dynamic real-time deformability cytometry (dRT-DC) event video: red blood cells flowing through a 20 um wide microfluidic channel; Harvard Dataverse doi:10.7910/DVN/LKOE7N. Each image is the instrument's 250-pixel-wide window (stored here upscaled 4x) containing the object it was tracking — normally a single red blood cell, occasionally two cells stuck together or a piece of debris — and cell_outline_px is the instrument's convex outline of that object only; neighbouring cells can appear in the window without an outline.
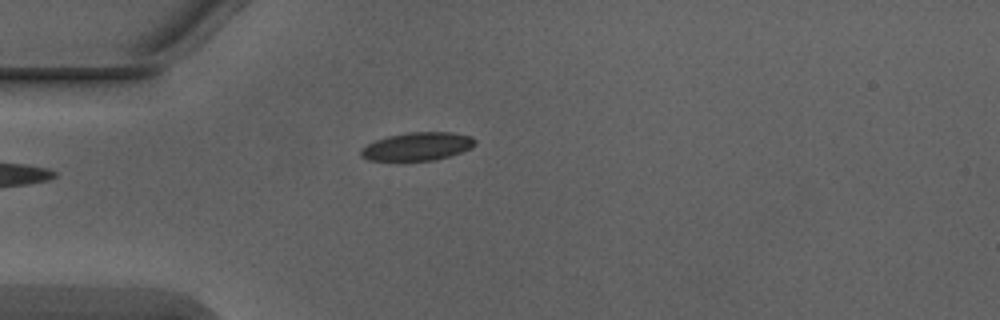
{"species": "Egyptian fruit bat (a non-hibernating species)", "species_latin": "Rousettus aegyptiacus", "temperature_condition": "warm", "stored_images_in_passage": 5, "camera_frame_rate_fps": 3000, "um_per_image_px": 0.085, "animal": {"sex": "male"}, "frame": {"image": 1, "passage_image": 5, "time_ms": 1.333, "image_size_px": [1000, 320], "cell_outline_px": [[476, 144], [460, 152], [436, 160], [368, 160], [360, 156], [360, 152], [368, 144], [376, 140], [388, 136], [408, 132], [452, 132], [472, 136], [476, 140]], "centroid_in_image_um": [35.49, 12.43], "position_along_channel_um": 49.5, "area_um2": 18.5}}